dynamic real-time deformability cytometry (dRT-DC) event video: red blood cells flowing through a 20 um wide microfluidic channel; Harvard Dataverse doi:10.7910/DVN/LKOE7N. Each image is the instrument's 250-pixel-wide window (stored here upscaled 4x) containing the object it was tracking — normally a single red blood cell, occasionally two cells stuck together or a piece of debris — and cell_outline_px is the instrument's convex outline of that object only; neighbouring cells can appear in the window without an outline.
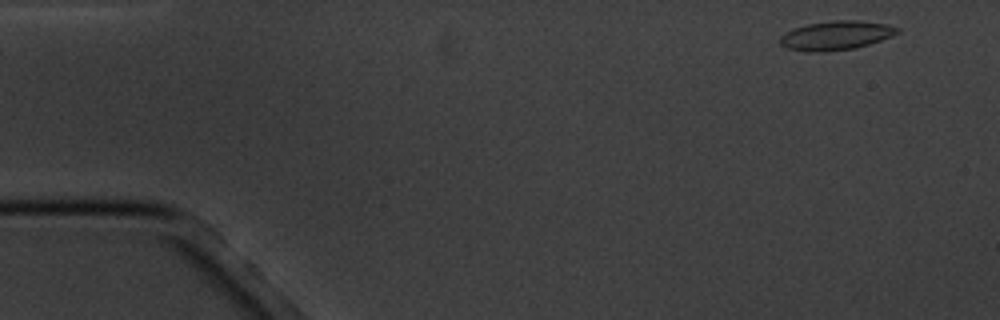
{"species": "common noctule bat (a hibernating species)", "species_latin": "Nyctalus noctula", "temperature_condition": "cold", "stored_images_in_passage": 5, "camera_frame_rate_fps": 3000, "um_per_image_px": 0.085, "animal": {"sex": "male", "body_mass_g": 20.1, "forearm_length_mm": 53.5}, "frame": {"image": 1, "passage_image": 1, "time_ms": 0.0, "image_size_px": [1000, 320], "cell_outline_px": [[900, 32], [880, 40], [868, 44], [852, 48], [820, 52], [808, 52], [784, 48], [780, 44], [780, 36], [784, 32], [792, 28], [808, 24], [832, 20], [860, 20], [888, 24], [900, 28]], "centroid_in_image_um": [71.02, 3.0], "position_along_channel_um": 14.0, "area_um2": 19.94}}
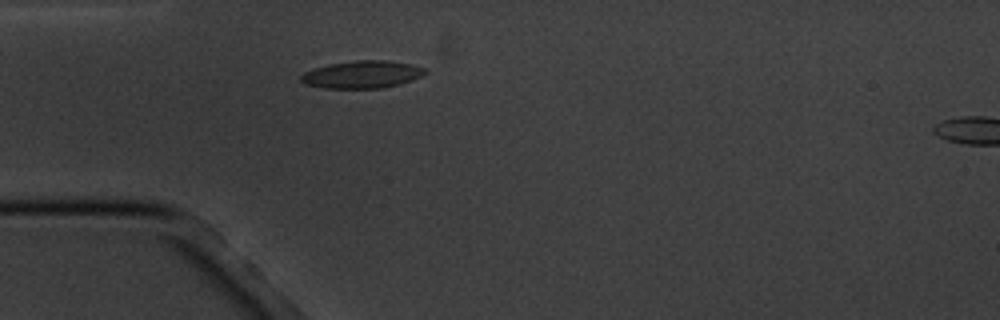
{"frame": {"image": 2, "passage_image": 4, "time_ms": 4.0, "image_size_px": [1000, 320], "cell_outline_px": [[428, 72], [412, 80], [400, 84], [380, 88], [324, 88], [304, 84], [300, 80], [300, 76], [304, 72], [328, 64], [356, 60], [388, 60], [412, 64], [428, 68]], "centroid_in_image_um": [30.81, 6.32], "position_along_channel_um": 54.2, "area_um2": 20.0}}